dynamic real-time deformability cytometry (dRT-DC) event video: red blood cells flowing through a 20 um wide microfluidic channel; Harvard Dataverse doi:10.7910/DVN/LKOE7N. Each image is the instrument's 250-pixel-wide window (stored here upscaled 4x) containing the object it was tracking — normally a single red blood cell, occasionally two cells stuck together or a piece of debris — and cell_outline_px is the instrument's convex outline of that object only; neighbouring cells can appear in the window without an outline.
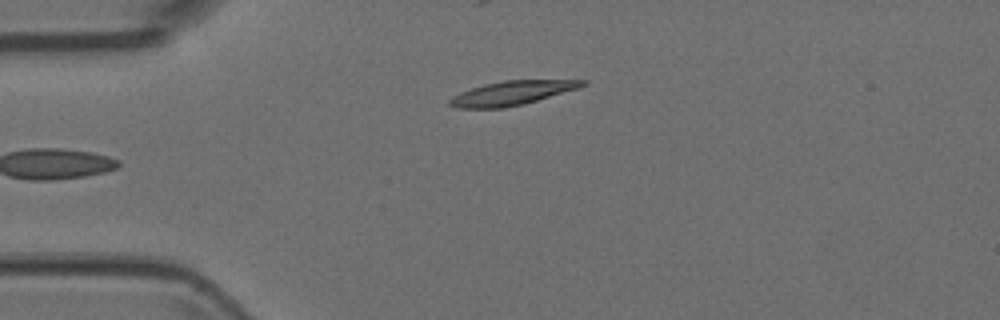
{"species": "Egyptian fruit bat (a non-hibernating species)", "species_latin": "Rousettus aegyptiacus", "temperature_condition": "room temperature", "stored_images_in_passage": 6, "camera_frame_rate_fps": 3000, "um_per_image_px": 0.085, "animal": {"sex": "female"}, "frame": {"image": 1, "passage_image": 6, "time_ms": 1.667, "image_size_px": [1000, 320], "cell_outline_px": [[588, 84], [580, 88], [524, 104], [504, 108], [456, 108], [448, 104], [448, 100], [452, 96], [460, 92], [484, 84], [504, 80], [588, 80]], "centroid_in_image_um": [43.53, 7.91], "position_along_channel_um": 41.5, "area_um2": 18.79}}